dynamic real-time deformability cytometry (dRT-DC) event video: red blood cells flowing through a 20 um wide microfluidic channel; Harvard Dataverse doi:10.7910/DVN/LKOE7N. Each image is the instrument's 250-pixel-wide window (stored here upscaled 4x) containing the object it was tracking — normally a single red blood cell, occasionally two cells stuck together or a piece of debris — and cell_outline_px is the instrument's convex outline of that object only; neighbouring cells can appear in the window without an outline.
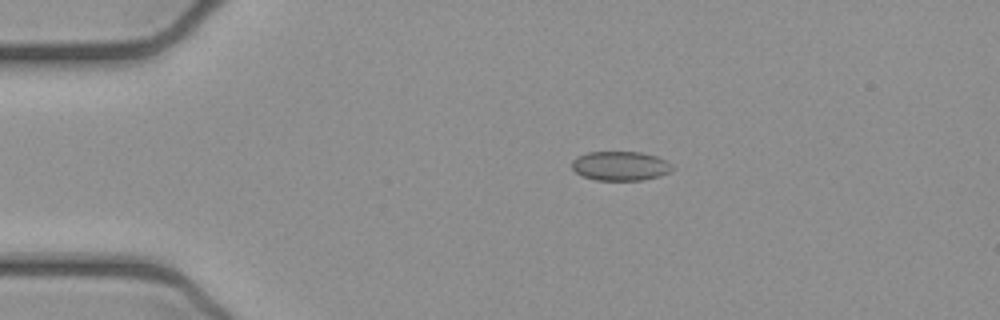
{"species": "common noctule bat (a hibernating species)", "species_latin": "Nyctalus noctula", "temperature_condition": "cold", "stored_images_in_passage": 43, "camera_frame_rate_fps": 3000, "um_per_image_px": 0.085, "animal": {"sex": "female", "body_mass_g": 21.9}, "frame": {"image": 1, "passage_image": 1, "time_ms": 0.0, "image_size_px": [1000, 320], "cell_outline_px": [[676, 168], [660, 176], [644, 180], [596, 180], [584, 176], [576, 172], [572, 168], [572, 160], [576, 156], [588, 152], [640, 152], [656, 156], [664, 160]], "centroid_in_image_um": [52.72, 14.1], "position_along_channel_um": 32.3, "area_um2": 17.11}}
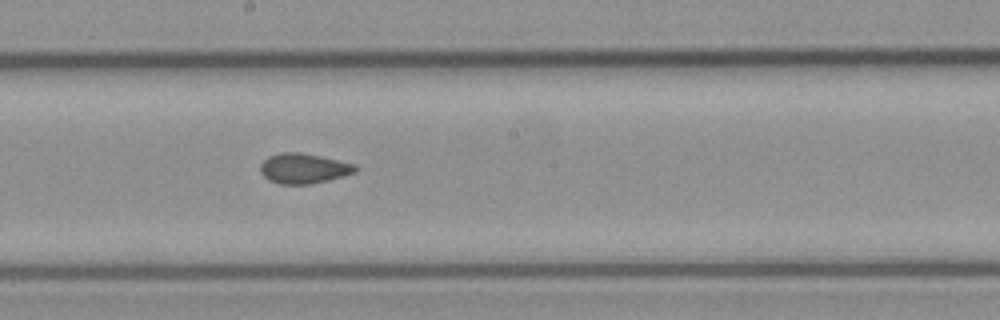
{"frame": {"image": 2, "passage_image": 19, "time_ms": 6.0, "image_size_px": [1000, 320], "cell_outline_px": [[360, 168], [356, 172], [344, 176], [328, 180], [308, 184], [280, 184], [268, 180], [260, 172], [260, 164], [268, 156], [280, 152], [300, 152], [320, 156], [356, 164]], "centroid_in_image_um": [25.82, 14.31], "position_along_channel_um": 222.4, "area_um2": 16.82}}
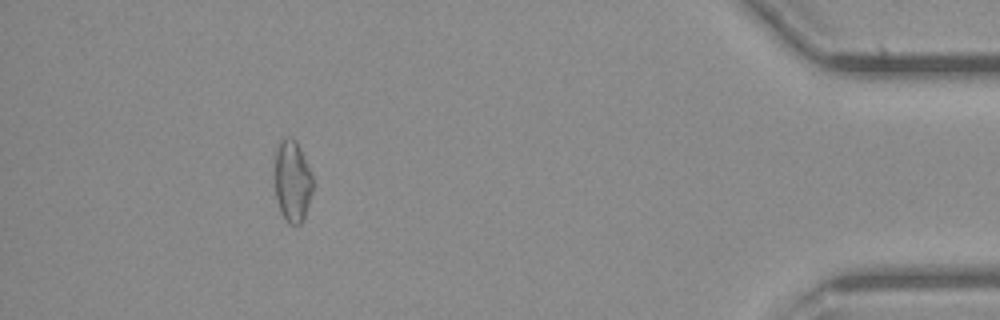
{"frame": {"image": 3, "passage_image": 38, "time_ms": 12.333, "image_size_px": [1000, 320], "cell_outline_px": [[312, 192], [304, 220], [300, 224], [292, 224], [280, 212], [276, 196], [276, 148], [280, 140], [284, 136], [292, 136], [296, 140], [312, 176]], "centroid_in_image_um": [24.86, 15.37], "position_along_channel_um": 410.3, "area_um2": 17.8}, "authors_computed_cell_mechanics": {"area_um2": 17.1088, "velocity_mm_per_s": 3.9194, "shape_relaxation_time_tau1_ms": null, "shape_relaxation_time_tau2_ms": 2.6966, "deformation_change_tau1": null, "deformation_change_tau2": 0.074}}